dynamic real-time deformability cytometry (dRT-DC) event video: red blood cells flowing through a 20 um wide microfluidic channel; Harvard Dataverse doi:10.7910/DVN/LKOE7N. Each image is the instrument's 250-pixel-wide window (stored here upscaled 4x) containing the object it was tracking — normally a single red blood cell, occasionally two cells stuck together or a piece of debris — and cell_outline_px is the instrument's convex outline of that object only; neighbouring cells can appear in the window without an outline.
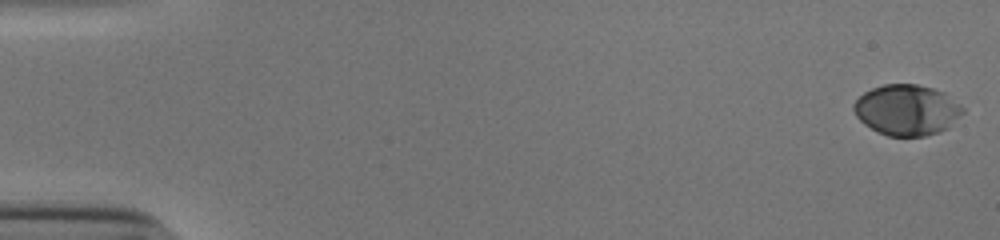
{"species": "human", "species_latin": "Homo sapiens", "temperature_condition": "cold", "stored_images_in_passage": 53, "camera_frame_rate_fps": 3000, "um_per_image_px": 0.085, "donor": {"sex": "male"}, "frame": {"image": 1, "passage_image": 1, "time_ms": 0.0, "image_size_px": [1000, 240], "cell_outline_px": [[964, 112], [948, 128], [940, 132], [924, 136], [888, 136], [876, 132], [864, 124], [856, 116], [852, 108], [852, 104], [864, 92], [872, 88], [884, 84], [916, 84], [932, 88], [944, 92], [960, 104], [964, 108]], "centroid_in_image_um": [77.07, 9.35], "position_along_channel_um": 7.9, "area_um2": 32.43}}
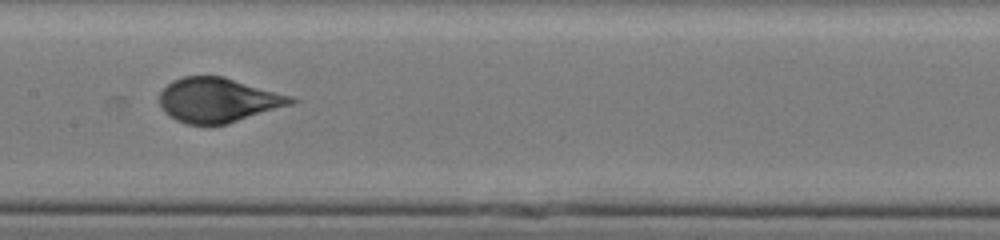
{"frame": {"image": 2, "passage_image": 28, "time_ms": 9.0, "image_size_px": [1000, 240], "cell_outline_px": [[300, 100], [292, 104], [228, 124], [188, 124], [176, 120], [164, 112], [160, 104], [160, 92], [172, 80], [184, 76], [224, 76], [292, 96]], "centroid_in_image_um": [18.55, 8.5], "position_along_channel_um": 188.8, "area_um2": 34.1}}
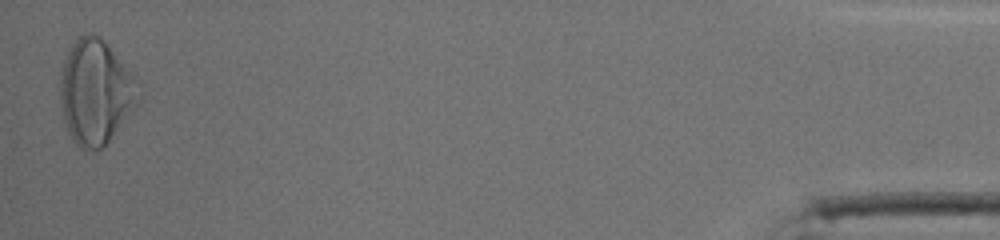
{"frame": {"image": 3, "passage_image": 53, "time_ms": 17.333, "image_size_px": [1000, 240], "cell_outline_px": [[140, 100], [108, 140], [100, 148], [80, 148], [72, 140], [68, 132], [64, 120], [60, 100], [60, 72], [64, 60], [72, 44], [84, 32], [92, 32], [104, 40], [140, 80]], "centroid_in_image_um": [8.13, 7.76], "position_along_channel_um": 427.1, "area_um2": 47.74}, "authors_computed_cell_mechanics": {"area_um2": 34.5644, "velocity_mm_per_s": 3.8779, "shape_relaxation_time_tau1_ms": 3.7211, "shape_relaxation_time_tau2_ms": null, "deformation_change_tau1": 0.1639, "deformation_change_tau2": null}}